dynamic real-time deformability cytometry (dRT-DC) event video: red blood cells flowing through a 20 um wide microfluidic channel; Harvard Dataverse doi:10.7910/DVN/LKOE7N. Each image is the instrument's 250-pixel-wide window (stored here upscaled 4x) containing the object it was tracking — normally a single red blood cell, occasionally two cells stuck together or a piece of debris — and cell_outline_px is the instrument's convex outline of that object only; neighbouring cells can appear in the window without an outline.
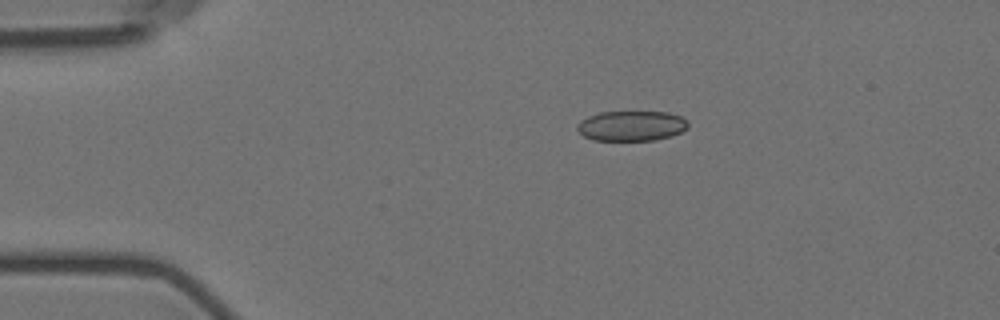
{"species": "Egyptian fruit bat (a non-hibernating species)", "species_latin": "Rousettus aegyptiacus", "temperature_condition": "room temperature", "stored_images_in_passage": 9, "camera_frame_rate_fps": 3000, "um_per_image_px": 0.085, "animal": {"sex": "female"}, "frame": {"image": 1, "passage_image": 1, "time_ms": 0.0, "image_size_px": [1000, 320], "cell_outline_px": [[688, 128], [672, 136], [656, 140], [592, 140], [584, 136], [576, 128], [580, 120], [588, 116], [600, 112], [668, 112], [680, 116], [688, 120]], "centroid_in_image_um": [53.69, 10.7], "position_along_channel_um": 31.3, "area_um2": 19.54}}
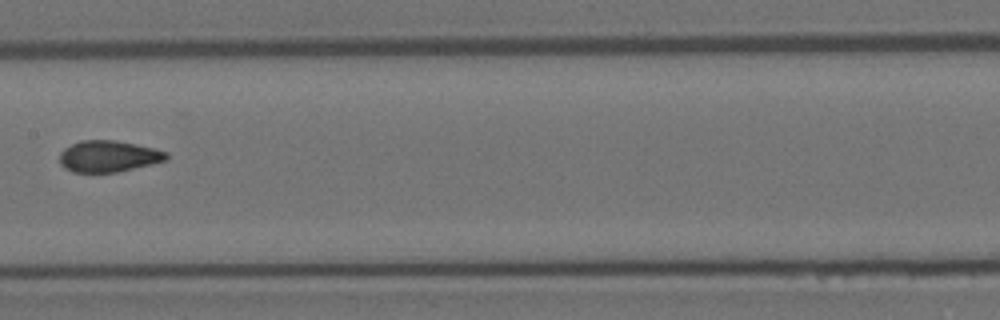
{"frame": {"image": 2, "passage_image": 6, "time_ms": 6.0, "image_size_px": [1000, 320], "cell_outline_px": [[168, 160], [152, 164], [116, 172], [72, 172], [64, 168], [60, 164], [60, 152], [64, 148], [80, 140], [116, 140], [136, 144], [168, 152]], "centroid_in_image_um": [9.21, 13.28], "position_along_channel_um": 198.2, "area_um2": 19.59}}
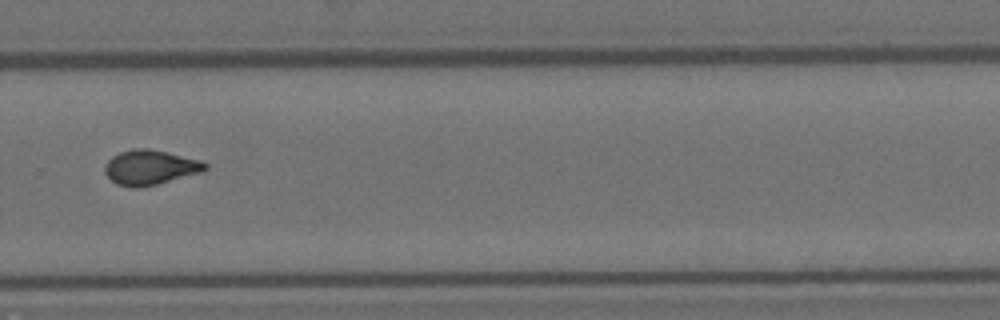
{"frame": {"image": 3, "passage_image": 9, "time_ms": 9.333, "image_size_px": [1000, 320], "cell_outline_px": [[208, 168], [200, 172], [156, 184], [140, 188], [132, 188], [116, 184], [104, 172], [104, 168], [108, 160], [112, 156], [120, 152], [132, 148], [148, 148], [200, 160], [208, 164]], "centroid_in_image_um": [12.73, 14.23], "position_along_channel_um": 317.1, "area_um2": 20.17}}